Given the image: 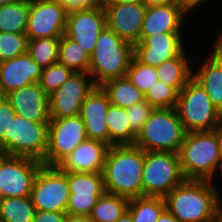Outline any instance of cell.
Listing matches in <instances>:
<instances>
[{
	"instance_id": "cell-1",
	"label": "cell",
	"mask_w": 222,
	"mask_h": 222,
	"mask_svg": "<svg viewBox=\"0 0 222 222\" xmlns=\"http://www.w3.org/2000/svg\"><path fill=\"white\" fill-rule=\"evenodd\" d=\"M145 151L135 145L110 146L102 171L105 191L126 198L142 197Z\"/></svg>"
},
{
	"instance_id": "cell-2",
	"label": "cell",
	"mask_w": 222,
	"mask_h": 222,
	"mask_svg": "<svg viewBox=\"0 0 222 222\" xmlns=\"http://www.w3.org/2000/svg\"><path fill=\"white\" fill-rule=\"evenodd\" d=\"M219 194L207 180H185L165 197V209L178 222H216Z\"/></svg>"
},
{
	"instance_id": "cell-3",
	"label": "cell",
	"mask_w": 222,
	"mask_h": 222,
	"mask_svg": "<svg viewBox=\"0 0 222 222\" xmlns=\"http://www.w3.org/2000/svg\"><path fill=\"white\" fill-rule=\"evenodd\" d=\"M133 58V44L121 39L106 27L98 36L90 56L88 73L95 86L124 77Z\"/></svg>"
},
{
	"instance_id": "cell-4",
	"label": "cell",
	"mask_w": 222,
	"mask_h": 222,
	"mask_svg": "<svg viewBox=\"0 0 222 222\" xmlns=\"http://www.w3.org/2000/svg\"><path fill=\"white\" fill-rule=\"evenodd\" d=\"M186 133L175 108H155L134 145L144 151L178 153Z\"/></svg>"
},
{
	"instance_id": "cell-5",
	"label": "cell",
	"mask_w": 222,
	"mask_h": 222,
	"mask_svg": "<svg viewBox=\"0 0 222 222\" xmlns=\"http://www.w3.org/2000/svg\"><path fill=\"white\" fill-rule=\"evenodd\" d=\"M178 155L186 180H208L221 158L215 132H187Z\"/></svg>"
},
{
	"instance_id": "cell-6",
	"label": "cell",
	"mask_w": 222,
	"mask_h": 222,
	"mask_svg": "<svg viewBox=\"0 0 222 222\" xmlns=\"http://www.w3.org/2000/svg\"><path fill=\"white\" fill-rule=\"evenodd\" d=\"M175 109L186 132L213 131L222 123V114L193 77L179 92Z\"/></svg>"
},
{
	"instance_id": "cell-7",
	"label": "cell",
	"mask_w": 222,
	"mask_h": 222,
	"mask_svg": "<svg viewBox=\"0 0 222 222\" xmlns=\"http://www.w3.org/2000/svg\"><path fill=\"white\" fill-rule=\"evenodd\" d=\"M185 180L178 153L145 151L142 196L164 198Z\"/></svg>"
},
{
	"instance_id": "cell-8",
	"label": "cell",
	"mask_w": 222,
	"mask_h": 222,
	"mask_svg": "<svg viewBox=\"0 0 222 222\" xmlns=\"http://www.w3.org/2000/svg\"><path fill=\"white\" fill-rule=\"evenodd\" d=\"M49 122H33L15 114L4 135V154L43 162L48 146Z\"/></svg>"
},
{
	"instance_id": "cell-9",
	"label": "cell",
	"mask_w": 222,
	"mask_h": 222,
	"mask_svg": "<svg viewBox=\"0 0 222 222\" xmlns=\"http://www.w3.org/2000/svg\"><path fill=\"white\" fill-rule=\"evenodd\" d=\"M68 171L58 166L41 165L30 197L36 210L66 212L69 199Z\"/></svg>"
},
{
	"instance_id": "cell-10",
	"label": "cell",
	"mask_w": 222,
	"mask_h": 222,
	"mask_svg": "<svg viewBox=\"0 0 222 222\" xmlns=\"http://www.w3.org/2000/svg\"><path fill=\"white\" fill-rule=\"evenodd\" d=\"M86 139H88L86 127L80 115L50 118L48 146L42 164L59 166Z\"/></svg>"
},
{
	"instance_id": "cell-11",
	"label": "cell",
	"mask_w": 222,
	"mask_h": 222,
	"mask_svg": "<svg viewBox=\"0 0 222 222\" xmlns=\"http://www.w3.org/2000/svg\"><path fill=\"white\" fill-rule=\"evenodd\" d=\"M42 162L0 151V198L29 196Z\"/></svg>"
},
{
	"instance_id": "cell-12",
	"label": "cell",
	"mask_w": 222,
	"mask_h": 222,
	"mask_svg": "<svg viewBox=\"0 0 222 222\" xmlns=\"http://www.w3.org/2000/svg\"><path fill=\"white\" fill-rule=\"evenodd\" d=\"M192 33H159L147 36L133 45V57L144 65L157 68L164 61L177 57L190 42H194L193 38L197 37Z\"/></svg>"
},
{
	"instance_id": "cell-13",
	"label": "cell",
	"mask_w": 222,
	"mask_h": 222,
	"mask_svg": "<svg viewBox=\"0 0 222 222\" xmlns=\"http://www.w3.org/2000/svg\"><path fill=\"white\" fill-rule=\"evenodd\" d=\"M214 32V45L210 43L212 48L207 46L210 52L204 51V56L194 55L193 78L201 84L214 107L222 114V28Z\"/></svg>"
},
{
	"instance_id": "cell-14",
	"label": "cell",
	"mask_w": 222,
	"mask_h": 222,
	"mask_svg": "<svg viewBox=\"0 0 222 222\" xmlns=\"http://www.w3.org/2000/svg\"><path fill=\"white\" fill-rule=\"evenodd\" d=\"M67 10L55 0H30L26 36L60 38L65 34Z\"/></svg>"
},
{
	"instance_id": "cell-15",
	"label": "cell",
	"mask_w": 222,
	"mask_h": 222,
	"mask_svg": "<svg viewBox=\"0 0 222 222\" xmlns=\"http://www.w3.org/2000/svg\"><path fill=\"white\" fill-rule=\"evenodd\" d=\"M95 87L86 72H74L57 90L49 95L50 118H67L80 114L86 96Z\"/></svg>"
},
{
	"instance_id": "cell-16",
	"label": "cell",
	"mask_w": 222,
	"mask_h": 222,
	"mask_svg": "<svg viewBox=\"0 0 222 222\" xmlns=\"http://www.w3.org/2000/svg\"><path fill=\"white\" fill-rule=\"evenodd\" d=\"M69 199L66 213L71 216H89L97 200L105 191L102 172H69Z\"/></svg>"
},
{
	"instance_id": "cell-17",
	"label": "cell",
	"mask_w": 222,
	"mask_h": 222,
	"mask_svg": "<svg viewBox=\"0 0 222 222\" xmlns=\"http://www.w3.org/2000/svg\"><path fill=\"white\" fill-rule=\"evenodd\" d=\"M106 27L105 9L96 5L90 9L68 12L65 35L74 40L87 55L91 56L98 36Z\"/></svg>"
},
{
	"instance_id": "cell-18",
	"label": "cell",
	"mask_w": 222,
	"mask_h": 222,
	"mask_svg": "<svg viewBox=\"0 0 222 222\" xmlns=\"http://www.w3.org/2000/svg\"><path fill=\"white\" fill-rule=\"evenodd\" d=\"M194 15L191 16L193 19L190 18L177 3L147 7L140 33V41L147 36L159 33H187L188 30L193 32L195 29L190 21L193 20L194 22L196 17Z\"/></svg>"
},
{
	"instance_id": "cell-19",
	"label": "cell",
	"mask_w": 222,
	"mask_h": 222,
	"mask_svg": "<svg viewBox=\"0 0 222 222\" xmlns=\"http://www.w3.org/2000/svg\"><path fill=\"white\" fill-rule=\"evenodd\" d=\"M146 8L143 3L106 7V25L121 39L134 45L140 41Z\"/></svg>"
},
{
	"instance_id": "cell-20",
	"label": "cell",
	"mask_w": 222,
	"mask_h": 222,
	"mask_svg": "<svg viewBox=\"0 0 222 222\" xmlns=\"http://www.w3.org/2000/svg\"><path fill=\"white\" fill-rule=\"evenodd\" d=\"M17 115L33 122H49V95L32 83L5 95Z\"/></svg>"
},
{
	"instance_id": "cell-21",
	"label": "cell",
	"mask_w": 222,
	"mask_h": 222,
	"mask_svg": "<svg viewBox=\"0 0 222 222\" xmlns=\"http://www.w3.org/2000/svg\"><path fill=\"white\" fill-rule=\"evenodd\" d=\"M42 68L27 53L0 62V89L5 96L17 88L39 83Z\"/></svg>"
},
{
	"instance_id": "cell-22",
	"label": "cell",
	"mask_w": 222,
	"mask_h": 222,
	"mask_svg": "<svg viewBox=\"0 0 222 222\" xmlns=\"http://www.w3.org/2000/svg\"><path fill=\"white\" fill-rule=\"evenodd\" d=\"M107 94L100 86H95L86 96L80 109L88 139H96L109 144V131L105 116L110 106Z\"/></svg>"
},
{
	"instance_id": "cell-23",
	"label": "cell",
	"mask_w": 222,
	"mask_h": 222,
	"mask_svg": "<svg viewBox=\"0 0 222 222\" xmlns=\"http://www.w3.org/2000/svg\"><path fill=\"white\" fill-rule=\"evenodd\" d=\"M109 147L103 141L86 139L58 167L69 172H102Z\"/></svg>"
},
{
	"instance_id": "cell-24",
	"label": "cell",
	"mask_w": 222,
	"mask_h": 222,
	"mask_svg": "<svg viewBox=\"0 0 222 222\" xmlns=\"http://www.w3.org/2000/svg\"><path fill=\"white\" fill-rule=\"evenodd\" d=\"M193 44L198 43H195V41L194 43L192 42L191 45H189L177 57L164 61L156 68L159 80L173 87L178 93L193 77L192 58L195 54V52L191 48Z\"/></svg>"
},
{
	"instance_id": "cell-25",
	"label": "cell",
	"mask_w": 222,
	"mask_h": 222,
	"mask_svg": "<svg viewBox=\"0 0 222 222\" xmlns=\"http://www.w3.org/2000/svg\"><path fill=\"white\" fill-rule=\"evenodd\" d=\"M105 120L110 146L134 145L137 134L131 129L126 109L110 104Z\"/></svg>"
},
{
	"instance_id": "cell-26",
	"label": "cell",
	"mask_w": 222,
	"mask_h": 222,
	"mask_svg": "<svg viewBox=\"0 0 222 222\" xmlns=\"http://www.w3.org/2000/svg\"><path fill=\"white\" fill-rule=\"evenodd\" d=\"M111 104L128 108L145 100V95L135 87L127 76L109 80L100 86Z\"/></svg>"
},
{
	"instance_id": "cell-27",
	"label": "cell",
	"mask_w": 222,
	"mask_h": 222,
	"mask_svg": "<svg viewBox=\"0 0 222 222\" xmlns=\"http://www.w3.org/2000/svg\"><path fill=\"white\" fill-rule=\"evenodd\" d=\"M30 0L0 6V32L25 34Z\"/></svg>"
},
{
	"instance_id": "cell-28",
	"label": "cell",
	"mask_w": 222,
	"mask_h": 222,
	"mask_svg": "<svg viewBox=\"0 0 222 222\" xmlns=\"http://www.w3.org/2000/svg\"><path fill=\"white\" fill-rule=\"evenodd\" d=\"M129 198L105 192L97 200L89 217L94 222H116L128 210Z\"/></svg>"
},
{
	"instance_id": "cell-29",
	"label": "cell",
	"mask_w": 222,
	"mask_h": 222,
	"mask_svg": "<svg viewBox=\"0 0 222 222\" xmlns=\"http://www.w3.org/2000/svg\"><path fill=\"white\" fill-rule=\"evenodd\" d=\"M35 211L30 195L0 198L1 222H33Z\"/></svg>"
},
{
	"instance_id": "cell-30",
	"label": "cell",
	"mask_w": 222,
	"mask_h": 222,
	"mask_svg": "<svg viewBox=\"0 0 222 222\" xmlns=\"http://www.w3.org/2000/svg\"><path fill=\"white\" fill-rule=\"evenodd\" d=\"M58 62L74 72L88 73L90 56L74 40L63 34L59 39Z\"/></svg>"
},
{
	"instance_id": "cell-31",
	"label": "cell",
	"mask_w": 222,
	"mask_h": 222,
	"mask_svg": "<svg viewBox=\"0 0 222 222\" xmlns=\"http://www.w3.org/2000/svg\"><path fill=\"white\" fill-rule=\"evenodd\" d=\"M133 222H157L165 210L163 197L142 196L131 198L128 204Z\"/></svg>"
},
{
	"instance_id": "cell-32",
	"label": "cell",
	"mask_w": 222,
	"mask_h": 222,
	"mask_svg": "<svg viewBox=\"0 0 222 222\" xmlns=\"http://www.w3.org/2000/svg\"><path fill=\"white\" fill-rule=\"evenodd\" d=\"M60 38H38L28 40V54L43 69L58 62Z\"/></svg>"
},
{
	"instance_id": "cell-33",
	"label": "cell",
	"mask_w": 222,
	"mask_h": 222,
	"mask_svg": "<svg viewBox=\"0 0 222 222\" xmlns=\"http://www.w3.org/2000/svg\"><path fill=\"white\" fill-rule=\"evenodd\" d=\"M126 76L144 95L159 80L156 67L144 65L134 57L130 62Z\"/></svg>"
},
{
	"instance_id": "cell-34",
	"label": "cell",
	"mask_w": 222,
	"mask_h": 222,
	"mask_svg": "<svg viewBox=\"0 0 222 222\" xmlns=\"http://www.w3.org/2000/svg\"><path fill=\"white\" fill-rule=\"evenodd\" d=\"M73 73L74 71L65 65L59 62L54 63L42 69L39 85L47 95H50L68 80Z\"/></svg>"
},
{
	"instance_id": "cell-35",
	"label": "cell",
	"mask_w": 222,
	"mask_h": 222,
	"mask_svg": "<svg viewBox=\"0 0 222 222\" xmlns=\"http://www.w3.org/2000/svg\"><path fill=\"white\" fill-rule=\"evenodd\" d=\"M178 94L173 87L158 80L145 93V100L154 108H175Z\"/></svg>"
},
{
	"instance_id": "cell-36",
	"label": "cell",
	"mask_w": 222,
	"mask_h": 222,
	"mask_svg": "<svg viewBox=\"0 0 222 222\" xmlns=\"http://www.w3.org/2000/svg\"><path fill=\"white\" fill-rule=\"evenodd\" d=\"M27 48L26 34L0 32V62L27 53Z\"/></svg>"
},
{
	"instance_id": "cell-37",
	"label": "cell",
	"mask_w": 222,
	"mask_h": 222,
	"mask_svg": "<svg viewBox=\"0 0 222 222\" xmlns=\"http://www.w3.org/2000/svg\"><path fill=\"white\" fill-rule=\"evenodd\" d=\"M154 109L155 108L146 100L138 102L133 106L126 108V113L131 129L136 134H138V132L141 130L142 126L148 120Z\"/></svg>"
},
{
	"instance_id": "cell-38",
	"label": "cell",
	"mask_w": 222,
	"mask_h": 222,
	"mask_svg": "<svg viewBox=\"0 0 222 222\" xmlns=\"http://www.w3.org/2000/svg\"><path fill=\"white\" fill-rule=\"evenodd\" d=\"M15 111L6 97L0 99V151L4 153V135L11 126Z\"/></svg>"
},
{
	"instance_id": "cell-39",
	"label": "cell",
	"mask_w": 222,
	"mask_h": 222,
	"mask_svg": "<svg viewBox=\"0 0 222 222\" xmlns=\"http://www.w3.org/2000/svg\"><path fill=\"white\" fill-rule=\"evenodd\" d=\"M68 217L66 212L36 210L33 222H67Z\"/></svg>"
},
{
	"instance_id": "cell-40",
	"label": "cell",
	"mask_w": 222,
	"mask_h": 222,
	"mask_svg": "<svg viewBox=\"0 0 222 222\" xmlns=\"http://www.w3.org/2000/svg\"><path fill=\"white\" fill-rule=\"evenodd\" d=\"M211 1L216 2V0H176V3L190 16L193 13L196 14L198 12V10H199V12H200V10L202 12V9L203 10L206 9L204 7H206L207 5L211 6V3H212ZM205 4H207V5H205Z\"/></svg>"
},
{
	"instance_id": "cell-41",
	"label": "cell",
	"mask_w": 222,
	"mask_h": 222,
	"mask_svg": "<svg viewBox=\"0 0 222 222\" xmlns=\"http://www.w3.org/2000/svg\"><path fill=\"white\" fill-rule=\"evenodd\" d=\"M62 5L67 12L90 9L98 5L94 0H55Z\"/></svg>"
},
{
	"instance_id": "cell-42",
	"label": "cell",
	"mask_w": 222,
	"mask_h": 222,
	"mask_svg": "<svg viewBox=\"0 0 222 222\" xmlns=\"http://www.w3.org/2000/svg\"><path fill=\"white\" fill-rule=\"evenodd\" d=\"M218 178L221 179V182H222V158L219 159V161L217 162L216 168H215L212 176L207 180L216 189L218 194L221 195L222 194V190H221L222 186H219V185H222V183L221 182L219 183V179ZM215 181H217L218 183H216Z\"/></svg>"
},
{
	"instance_id": "cell-43",
	"label": "cell",
	"mask_w": 222,
	"mask_h": 222,
	"mask_svg": "<svg viewBox=\"0 0 222 222\" xmlns=\"http://www.w3.org/2000/svg\"><path fill=\"white\" fill-rule=\"evenodd\" d=\"M132 3H143V0H102L100 6L104 9L109 6L118 4H132Z\"/></svg>"
},
{
	"instance_id": "cell-44",
	"label": "cell",
	"mask_w": 222,
	"mask_h": 222,
	"mask_svg": "<svg viewBox=\"0 0 222 222\" xmlns=\"http://www.w3.org/2000/svg\"><path fill=\"white\" fill-rule=\"evenodd\" d=\"M218 144L220 157L222 158V123L213 129Z\"/></svg>"
},
{
	"instance_id": "cell-45",
	"label": "cell",
	"mask_w": 222,
	"mask_h": 222,
	"mask_svg": "<svg viewBox=\"0 0 222 222\" xmlns=\"http://www.w3.org/2000/svg\"><path fill=\"white\" fill-rule=\"evenodd\" d=\"M169 3H176V0H143V4L146 7L166 5V4H169Z\"/></svg>"
},
{
	"instance_id": "cell-46",
	"label": "cell",
	"mask_w": 222,
	"mask_h": 222,
	"mask_svg": "<svg viewBox=\"0 0 222 222\" xmlns=\"http://www.w3.org/2000/svg\"><path fill=\"white\" fill-rule=\"evenodd\" d=\"M157 222H178L177 219L166 209L161 213Z\"/></svg>"
},
{
	"instance_id": "cell-47",
	"label": "cell",
	"mask_w": 222,
	"mask_h": 222,
	"mask_svg": "<svg viewBox=\"0 0 222 222\" xmlns=\"http://www.w3.org/2000/svg\"><path fill=\"white\" fill-rule=\"evenodd\" d=\"M67 222H94L89 216H71L69 215Z\"/></svg>"
},
{
	"instance_id": "cell-48",
	"label": "cell",
	"mask_w": 222,
	"mask_h": 222,
	"mask_svg": "<svg viewBox=\"0 0 222 222\" xmlns=\"http://www.w3.org/2000/svg\"><path fill=\"white\" fill-rule=\"evenodd\" d=\"M216 222H222V194L219 195L217 201Z\"/></svg>"
},
{
	"instance_id": "cell-49",
	"label": "cell",
	"mask_w": 222,
	"mask_h": 222,
	"mask_svg": "<svg viewBox=\"0 0 222 222\" xmlns=\"http://www.w3.org/2000/svg\"><path fill=\"white\" fill-rule=\"evenodd\" d=\"M116 222H133V218L129 210L125 211Z\"/></svg>"
},
{
	"instance_id": "cell-50",
	"label": "cell",
	"mask_w": 222,
	"mask_h": 222,
	"mask_svg": "<svg viewBox=\"0 0 222 222\" xmlns=\"http://www.w3.org/2000/svg\"><path fill=\"white\" fill-rule=\"evenodd\" d=\"M17 1H19V0H0V6L6 5V4H11V3H14Z\"/></svg>"
},
{
	"instance_id": "cell-51",
	"label": "cell",
	"mask_w": 222,
	"mask_h": 222,
	"mask_svg": "<svg viewBox=\"0 0 222 222\" xmlns=\"http://www.w3.org/2000/svg\"><path fill=\"white\" fill-rule=\"evenodd\" d=\"M98 5L102 3V0H94Z\"/></svg>"
},
{
	"instance_id": "cell-52",
	"label": "cell",
	"mask_w": 222,
	"mask_h": 222,
	"mask_svg": "<svg viewBox=\"0 0 222 222\" xmlns=\"http://www.w3.org/2000/svg\"><path fill=\"white\" fill-rule=\"evenodd\" d=\"M2 97H4V96H3L2 92H1V89H0V99H1Z\"/></svg>"
}]
</instances>
